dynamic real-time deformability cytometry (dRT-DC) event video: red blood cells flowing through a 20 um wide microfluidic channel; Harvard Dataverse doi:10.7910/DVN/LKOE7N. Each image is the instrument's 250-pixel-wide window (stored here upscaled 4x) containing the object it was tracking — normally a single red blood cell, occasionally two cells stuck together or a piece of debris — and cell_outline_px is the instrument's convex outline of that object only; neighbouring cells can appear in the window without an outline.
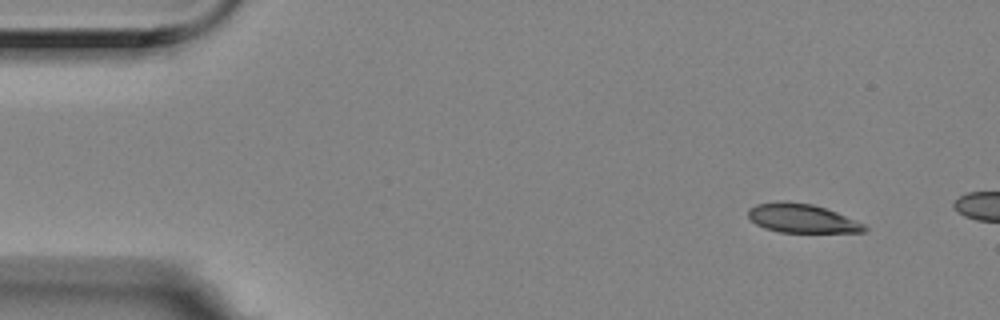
{"species": "Egyptian fruit bat (a non-hibernating species)", "species_latin": "Rousettus aegyptiacus", "temperature_condition": "room temperature", "stored_images_in_passage": 3, "camera_frame_rate_fps": 3000, "um_per_image_px": 0.085, "animal": {"sex": "female"}, "frame": {"image": 1, "passage_image": 1, "time_ms": 0.0, "image_size_px": [1000, 320], "cell_outline_px": [[868, 228], [864, 232], [780, 232], [764, 228], [756, 224], [748, 216], [748, 208], [756, 204], [784, 200], [812, 204], [836, 212], [864, 224]], "centroid_in_image_um": [68.13, 18.55], "position_along_channel_um": 16.9, "area_um2": 19.48}}